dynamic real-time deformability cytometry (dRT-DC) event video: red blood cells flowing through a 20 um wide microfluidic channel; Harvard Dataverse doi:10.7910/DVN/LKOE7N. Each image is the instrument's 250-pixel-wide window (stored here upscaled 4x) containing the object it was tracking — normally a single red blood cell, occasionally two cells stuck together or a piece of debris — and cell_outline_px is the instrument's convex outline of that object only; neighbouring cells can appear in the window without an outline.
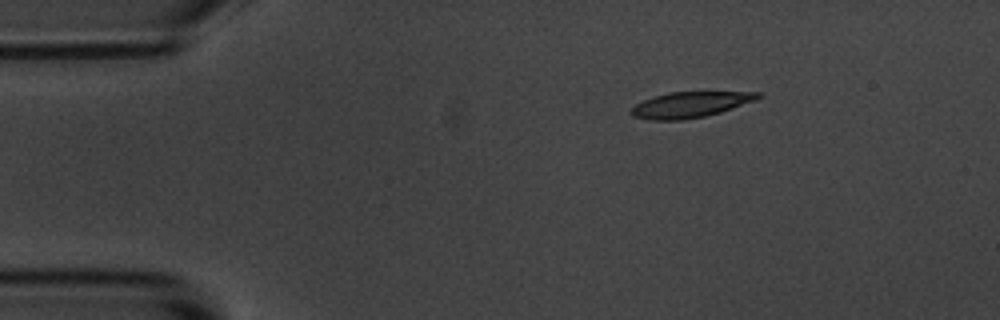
{"species": "common noctule bat (a hibernating species)", "species_latin": "Nyctalus noctula", "temperature_condition": "room temperature", "stored_images_in_passage": 5, "segment_of_instrument_passage": [2, 2], "camera_frame_rate_fps": 3000, "um_per_image_px": 0.085, "animal": {"sex": "male", "body_mass_g": 20.1, "forearm_length_mm": 53.5}, "frame": {"image": 1, "passage_image": 5, "time_ms": 5.333, "image_size_px": [1000, 320], "cell_outline_px": [[760, 96], [756, 100], [720, 112], [704, 116], [684, 120], [648, 120], [632, 116], [632, 108], [636, 104], [644, 100], [668, 92], [760, 92]], "centroid_in_image_um": [58.65, 8.9], "position_along_channel_um": 26.3, "area_um2": 18.73}}